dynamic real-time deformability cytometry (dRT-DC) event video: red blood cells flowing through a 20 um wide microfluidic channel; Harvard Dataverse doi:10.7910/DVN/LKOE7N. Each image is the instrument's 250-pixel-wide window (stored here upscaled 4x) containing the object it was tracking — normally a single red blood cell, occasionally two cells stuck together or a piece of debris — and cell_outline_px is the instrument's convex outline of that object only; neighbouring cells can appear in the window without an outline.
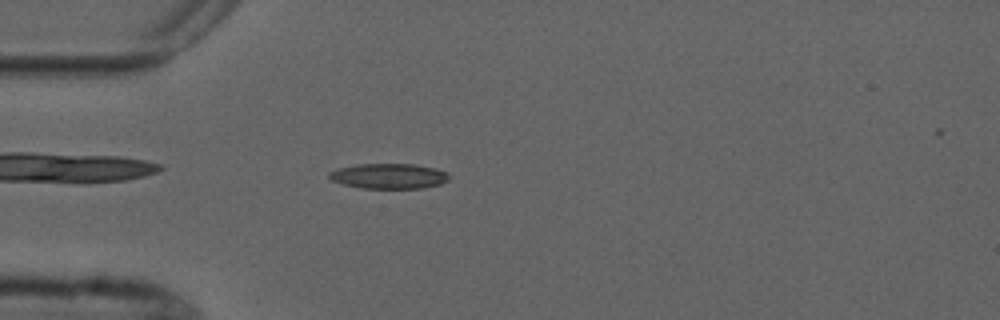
{"species": "common noctule bat (a hibernating species)", "species_latin": "Nyctalus noctula", "temperature_condition": "cold", "stored_images_in_passage": 3, "camera_frame_rate_fps": 3000, "um_per_image_px": 0.085, "animal": {"sex": "male", "forearm_length_mm": 52.5}, "frame": {"image": 1, "passage_image": 3, "time_ms": 3.0, "image_size_px": [1000, 320], "cell_outline_px": [[452, 176], [448, 180], [440, 184], [420, 188], [360, 188], [344, 184], [332, 180], [328, 176], [328, 172], [340, 168], [356, 164], [412, 164], [432, 168], [448, 172]], "centroid_in_image_um": [33.06, 14.97], "position_along_channel_um": 51.9, "area_um2": 17.51}}